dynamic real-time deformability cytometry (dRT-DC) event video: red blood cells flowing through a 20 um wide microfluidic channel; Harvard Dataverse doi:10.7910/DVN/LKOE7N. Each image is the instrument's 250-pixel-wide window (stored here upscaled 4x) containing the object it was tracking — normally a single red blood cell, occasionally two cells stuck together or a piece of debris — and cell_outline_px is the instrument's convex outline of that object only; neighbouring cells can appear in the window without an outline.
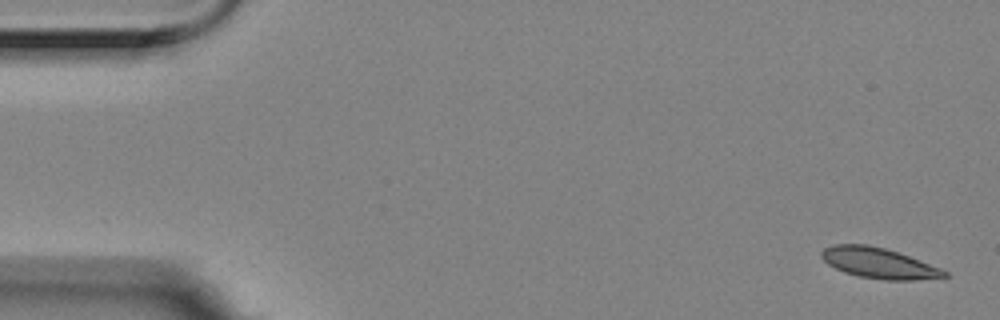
{"species": "Egyptian fruit bat (a non-hibernating species)", "species_latin": "Rousettus aegyptiacus", "temperature_condition": "room temperature", "stored_images_in_passage": 4, "camera_frame_rate_fps": 3000, "um_per_image_px": 0.085, "animal": {"sex": "female"}, "frame": {"image": 1, "passage_image": 1, "time_ms": 0.0, "image_size_px": [1000, 320], "cell_outline_px": [[948, 276], [916, 280], [884, 280], [860, 276], [844, 272], [828, 264], [820, 256], [820, 252], [824, 248], [836, 244], [868, 244], [884, 248], [920, 260], [940, 268], [948, 272]], "centroid_in_image_um": [74.68, 22.36], "position_along_channel_um": 10.3, "area_um2": 21.68}}